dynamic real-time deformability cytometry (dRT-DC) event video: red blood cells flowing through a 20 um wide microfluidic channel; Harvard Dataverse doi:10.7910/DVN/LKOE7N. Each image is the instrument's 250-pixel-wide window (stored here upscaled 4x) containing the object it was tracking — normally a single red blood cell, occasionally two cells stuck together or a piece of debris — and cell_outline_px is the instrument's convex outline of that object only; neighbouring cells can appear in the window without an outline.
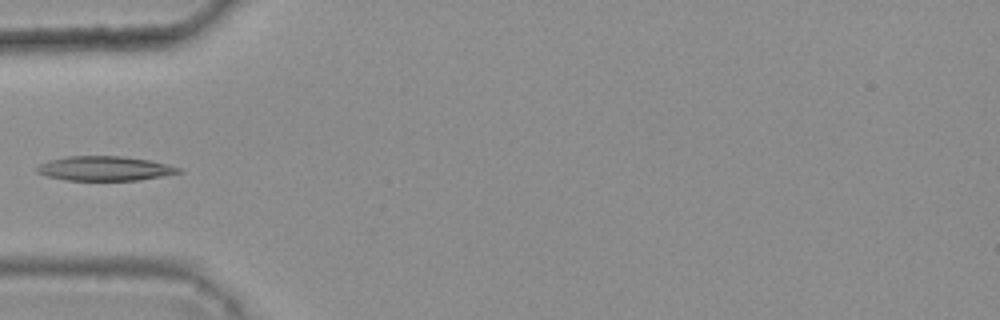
{"species": "common noctule bat (a hibernating species)", "species_latin": "Nyctalus noctula", "temperature_condition": "warm", "stored_images_in_passage": 5, "camera_frame_rate_fps": 3000, "um_per_image_px": 0.085, "animal": {"sex": "female", "body_mass_g": 25.1}, "frame": {"image": 1, "passage_image": 5, "time_ms": 1.333, "image_size_px": [1000, 320], "cell_outline_px": [[184, 172], [140, 180], [64, 180], [48, 176], [36, 172], [36, 168], [40, 164], [48, 160], [68, 156], [124, 156], [148, 160], [180, 168]], "centroid_in_image_um": [8.88, 14.32], "position_along_channel_um": 76.1, "area_um2": 20.11}}